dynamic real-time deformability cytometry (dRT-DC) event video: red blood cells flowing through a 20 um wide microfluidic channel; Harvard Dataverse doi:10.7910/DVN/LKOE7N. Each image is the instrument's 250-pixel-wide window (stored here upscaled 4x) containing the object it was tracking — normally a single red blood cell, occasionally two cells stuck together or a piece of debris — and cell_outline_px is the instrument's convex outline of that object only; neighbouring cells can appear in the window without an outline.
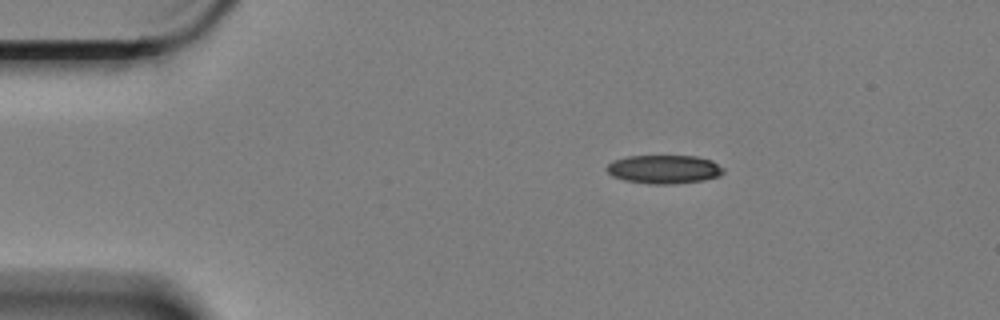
{"species": "Egyptian fruit bat (a non-hibernating species)", "species_latin": "Rousettus aegyptiacus", "temperature_condition": "cold", "stored_images_in_passage": 3, "camera_frame_rate_fps": 3000, "um_per_image_px": 0.085, "animal": {"sex": "female"}, "frame": {"image": 1, "passage_image": 1, "time_ms": 0.0, "image_size_px": [1000, 320], "cell_outline_px": [[724, 172], [720, 176], [704, 180], [672, 184], [652, 184], [624, 180], [612, 176], [604, 168], [612, 160], [628, 156], [696, 156], [712, 160], [724, 168]], "centroid_in_image_um": [56.44, 14.38], "position_along_channel_um": 28.6, "area_um2": 19.59}}